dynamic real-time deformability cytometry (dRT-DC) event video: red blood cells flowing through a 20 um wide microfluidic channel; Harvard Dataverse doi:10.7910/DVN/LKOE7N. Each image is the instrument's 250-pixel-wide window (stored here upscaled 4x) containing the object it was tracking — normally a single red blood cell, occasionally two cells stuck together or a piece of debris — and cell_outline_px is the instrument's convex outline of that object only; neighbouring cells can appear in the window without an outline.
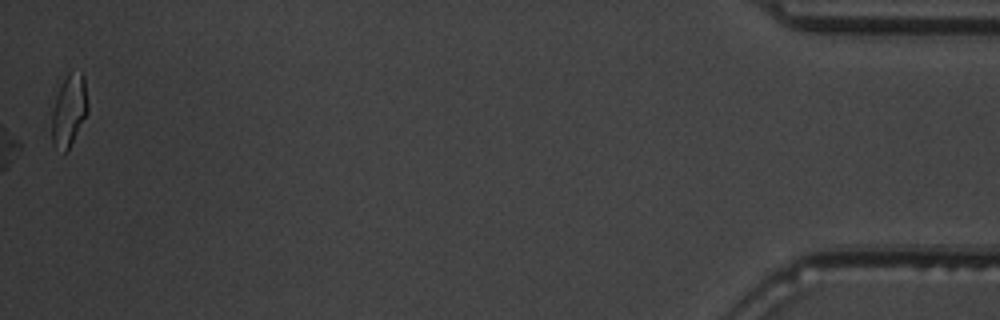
{"species": "common noctule bat (a hibernating species)", "species_latin": "Nyctalus noctula", "temperature_condition": "warm", "stored_images_in_passage": 43, "camera_frame_rate_fps": 3000, "um_per_image_px": 0.085, "animal": {"sex": "male", "body_mass_g": 19.5, "forearm_length_mm": 54.6}, "frame": {"image": 1, "passage_image": 43, "time_ms": 14.0, "image_size_px": [1000, 320], "cell_outline_px": [[88, 112], [68, 148], [64, 152], [52, 144], [52, 112], [56, 96], [60, 84], [68, 72], [84, 72], [88, 104]], "centroid_in_image_um": [5.88, 9.32], "position_along_channel_um": 429.3, "area_um2": 14.97}, "authors_computed_cell_mechanics": {"area_um2": 11.3288, "velocity_mm_per_s": 3.8558, "shape_relaxation_time_tau1_ms": 2.5798, "shape_relaxation_time_tau2_ms": null, "deformation_change_tau1": 0.1326, "deformation_change_tau2": null}}